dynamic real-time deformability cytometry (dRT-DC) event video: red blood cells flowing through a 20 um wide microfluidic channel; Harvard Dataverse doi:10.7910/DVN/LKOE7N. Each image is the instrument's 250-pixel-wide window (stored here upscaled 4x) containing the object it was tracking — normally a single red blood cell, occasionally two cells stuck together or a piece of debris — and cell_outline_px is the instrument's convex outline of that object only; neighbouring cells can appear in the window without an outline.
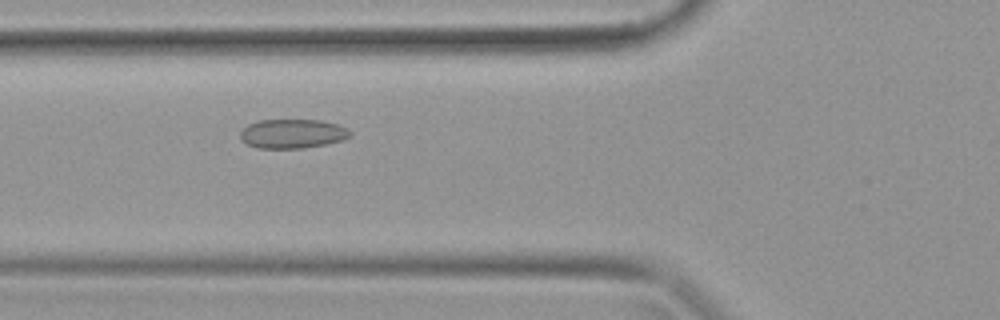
{"species": "common noctule bat (a hibernating species)", "species_latin": "Nyctalus noctula", "temperature_condition": "warm", "stored_images_in_passage": 38, "camera_frame_rate_fps": 3000, "um_per_image_px": 0.085, "animal": {"sex": "female", "body_mass_g": 19.9}, "frame": {"image": 1, "passage_image": 14, "time_ms": 4.333, "image_size_px": [1000, 320], "cell_outline_px": [[352, 136], [344, 140], [328, 144], [304, 148], [256, 148], [240, 140], [240, 132], [248, 124], [260, 120], [320, 120], [336, 124], [348, 128], [352, 132]], "centroid_in_image_um": [24.89, 11.37], "position_along_channel_um": 100.9, "area_um2": 18.9}}
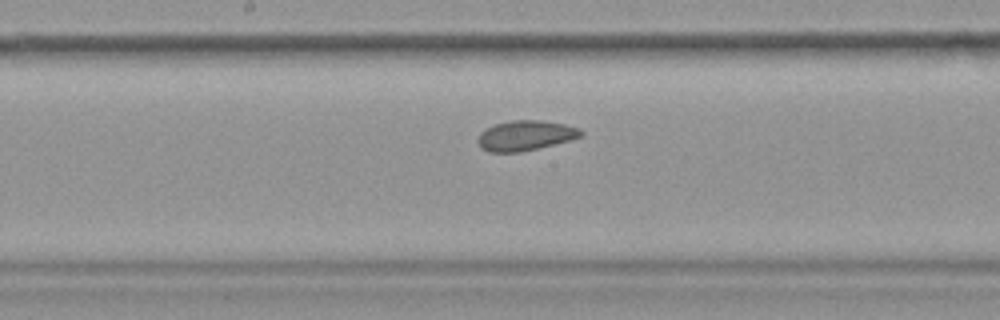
{"frame": {"image": 2, "passage_image": 20, "time_ms": 6.333, "image_size_px": [1000, 320], "cell_outline_px": [[584, 136], [520, 152], [488, 152], [480, 148], [476, 140], [480, 132], [496, 124], [512, 120], [540, 120], [564, 124], [580, 128], [584, 132]], "centroid_in_image_um": [44.64, 11.52], "position_along_channel_um": 203.6, "area_um2": 17.98}}
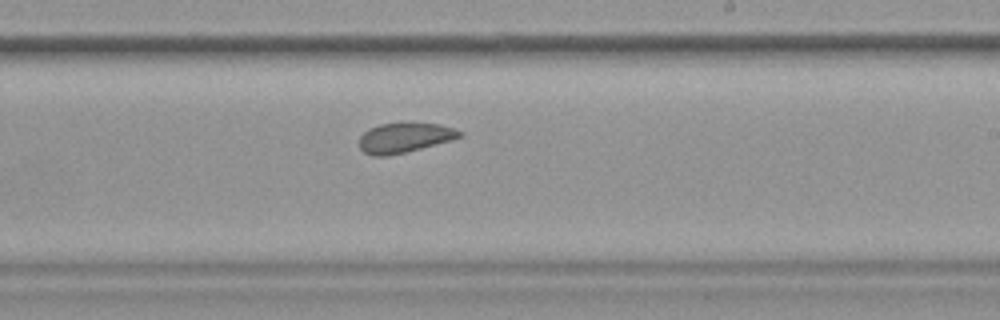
{"frame": {"image": 3, "passage_image": 23, "time_ms": 7.333, "image_size_px": [1000, 320], "cell_outline_px": [[464, 136], [452, 140], [388, 156], [372, 156], [364, 152], [360, 148], [360, 136], [364, 132], [380, 124], [412, 120], [440, 124], [464, 132]], "centroid_in_image_um": [34.43, 11.66], "position_along_channel_um": 254.6, "area_um2": 17.92}}